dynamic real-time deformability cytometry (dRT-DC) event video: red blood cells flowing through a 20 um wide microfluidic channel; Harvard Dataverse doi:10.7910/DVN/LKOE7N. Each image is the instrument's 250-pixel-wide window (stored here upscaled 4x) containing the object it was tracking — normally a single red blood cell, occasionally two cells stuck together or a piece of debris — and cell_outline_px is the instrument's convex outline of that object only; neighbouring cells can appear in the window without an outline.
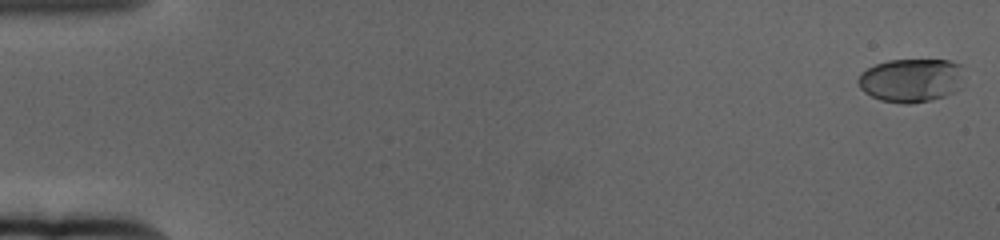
{"species": "human", "species_latin": "Homo sapiens", "temperature_condition": "cold", "stored_images_in_passage": 62, "camera_frame_rate_fps": 3000, "um_per_image_px": 0.085, "donor": {"sex": "female"}, "frame": {"image": 1, "passage_image": 1, "time_ms": 0.0, "image_size_px": [1000, 240], "cell_outline_px": [[960, 88], [956, 92], [932, 100], [912, 104], [904, 104], [880, 100], [864, 92], [860, 88], [856, 80], [860, 72], [876, 64], [888, 60], [948, 60], [960, 64]], "centroid_in_image_um": [77.4, 6.83], "position_along_channel_um": 7.6, "area_um2": 26.99}}
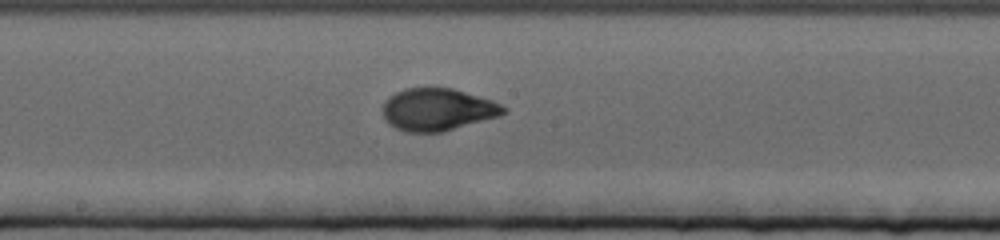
{"frame": {"image": 2, "passage_image": 34, "time_ms": 11.0, "image_size_px": [1000, 240], "cell_outline_px": [[508, 112], [500, 116], [440, 132], [404, 132], [388, 124], [384, 120], [384, 100], [388, 96], [404, 88], [452, 88], [492, 100], [508, 108]], "centroid_in_image_um": [37.19, 9.31], "position_along_channel_um": 211.0, "area_um2": 29.82}}
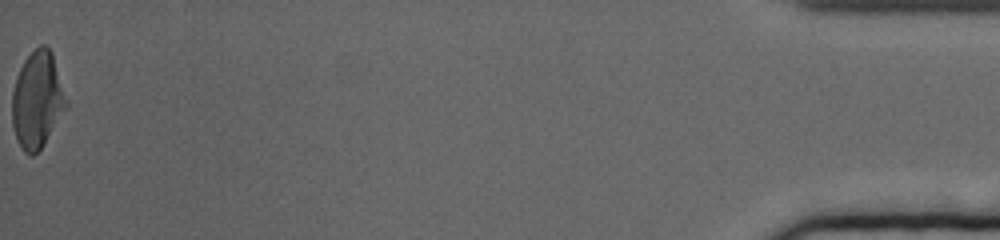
{"frame": {"image": 3, "passage_image": 62, "time_ms": 20.333, "image_size_px": [1000, 240], "cell_outline_px": [[68, 108], [44, 144], [32, 156], [28, 156], [24, 152], [16, 136], [12, 124], [12, 92], [16, 76], [24, 60], [40, 44], [44, 44], [52, 52], [68, 100]], "centroid_in_image_um": [3.19, 8.49], "position_along_channel_um": 432.0, "area_um2": 30.69}, "authors_computed_cell_mechanics": {"area_um2": 29.2179, "velocity_mm_per_s": 3.3556, "shape_relaxation_time_tau1_ms": 4.4279, "shape_relaxation_time_tau2_ms": 0.7948, "deformation_change_tau1": 0.1894, "deformation_change_tau2": 0.0505}}